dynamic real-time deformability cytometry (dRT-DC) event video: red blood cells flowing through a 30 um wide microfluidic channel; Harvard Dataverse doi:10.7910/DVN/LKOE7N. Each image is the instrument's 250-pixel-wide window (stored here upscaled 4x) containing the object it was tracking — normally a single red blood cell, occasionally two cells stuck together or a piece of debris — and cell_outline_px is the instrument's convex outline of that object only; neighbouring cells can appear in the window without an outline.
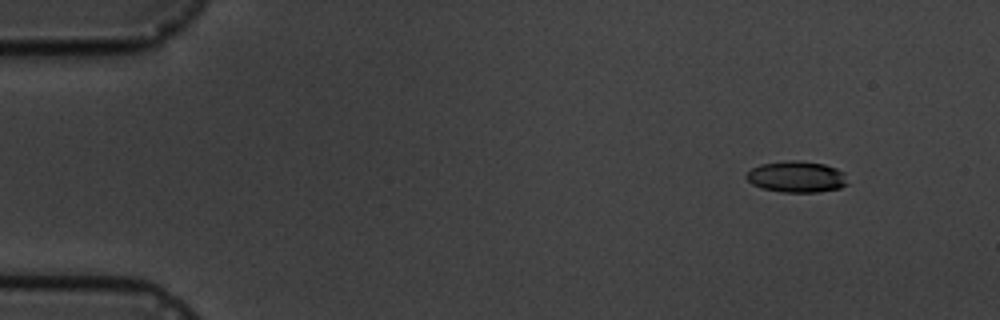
{"species": "common noctule bat (a hibernating species)", "species_latin": "Nyctalus noctula", "temperature_condition": "cold", "stored_images_in_passage": 7, "camera_frame_rate_fps": 3000, "um_per_image_px": 0.085, "animal": {"sex": "male", "body_mass_g": 19.5, "forearm_length_mm": 54.6}, "frame": {"image": 1, "passage_image": 2, "time_ms": 1.333, "image_size_px": [1000, 320], "cell_outline_px": [[848, 184], [840, 188], [816, 192], [780, 192], [760, 188], [752, 184], [744, 176], [752, 168], [760, 164], [784, 160], [800, 160], [824, 164], [836, 168], [844, 172]], "centroid_in_image_um": [67.69, 15.02], "position_along_channel_um": 17.3, "area_um2": 18.67}}
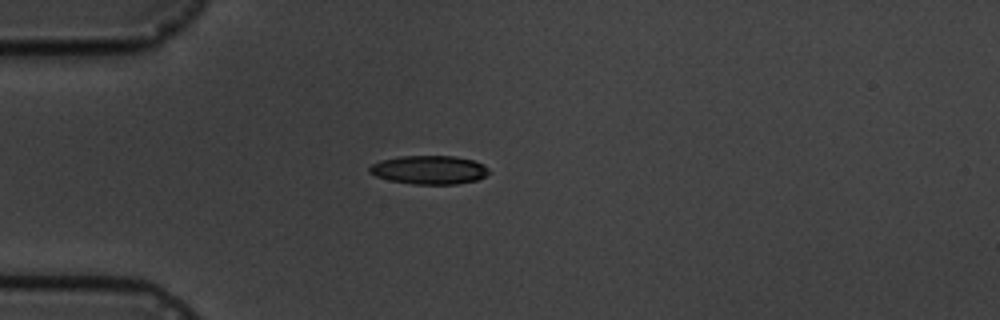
{"frame": {"image": 2, "passage_image": 5, "time_ms": 4.667, "image_size_px": [1000, 320], "cell_outline_px": [[492, 172], [476, 180], [456, 184], [416, 184], [388, 180], [376, 176], [368, 172], [368, 168], [372, 164], [380, 160], [400, 156], [452, 156], [472, 160], [484, 164]], "centroid_in_image_um": [36.47, 14.43], "position_along_channel_um": 48.5, "area_um2": 19.94}}
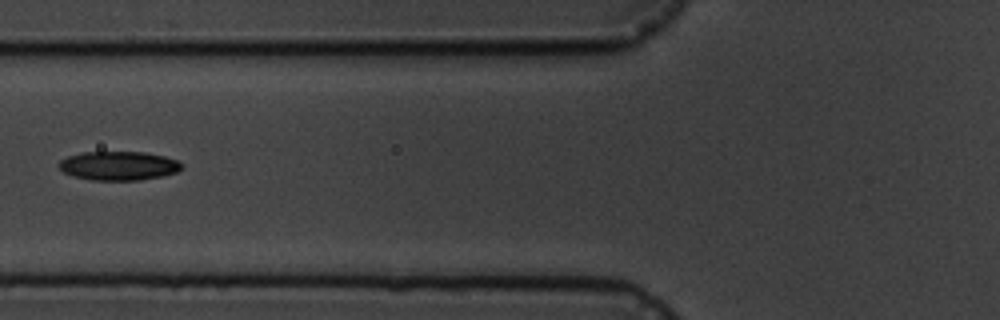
{"frame": {"image": 3, "passage_image": 7, "time_ms": 7.0, "image_size_px": [1000, 320], "cell_outline_px": [[184, 168], [176, 172], [164, 176], [140, 180], [92, 180], [72, 176], [64, 172], [60, 168], [60, 160], [68, 156], [84, 152], [144, 152], [164, 156], [176, 160], [184, 164]], "centroid_in_image_um": [10.13, 14.09], "position_along_channel_um": 115.7, "area_um2": 20.75}}